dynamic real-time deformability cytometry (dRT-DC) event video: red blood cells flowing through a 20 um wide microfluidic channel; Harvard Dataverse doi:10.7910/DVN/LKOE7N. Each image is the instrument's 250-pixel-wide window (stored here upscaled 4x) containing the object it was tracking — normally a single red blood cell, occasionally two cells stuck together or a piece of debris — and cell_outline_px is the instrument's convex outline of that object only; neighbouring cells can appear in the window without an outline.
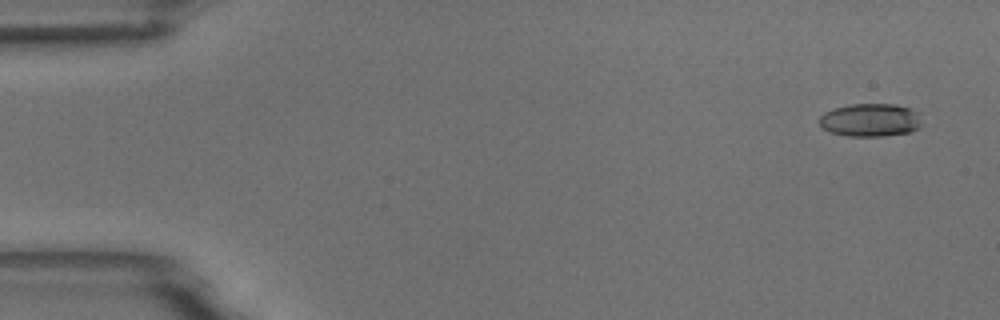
{"species": "common noctule bat (a hibernating species)", "species_latin": "Nyctalus noctula", "temperature_condition": "room temperature", "stored_images_in_passage": 2, "camera_frame_rate_fps": 3000, "um_per_image_px": 0.085, "animal": {"sex": "male", "body_mass_g": 18.8}, "frame": {"image": 1, "passage_image": 1, "time_ms": 0.0, "image_size_px": [1000, 320], "cell_outline_px": [[924, 124], [908, 132], [880, 136], [848, 136], [832, 132], [824, 128], [820, 124], [820, 116], [824, 112], [832, 108], [848, 104], [896, 104], [912, 108], [916, 112]], "centroid_in_image_um": [73.98, 10.18], "position_along_channel_um": 11.0, "area_um2": 19.77}}